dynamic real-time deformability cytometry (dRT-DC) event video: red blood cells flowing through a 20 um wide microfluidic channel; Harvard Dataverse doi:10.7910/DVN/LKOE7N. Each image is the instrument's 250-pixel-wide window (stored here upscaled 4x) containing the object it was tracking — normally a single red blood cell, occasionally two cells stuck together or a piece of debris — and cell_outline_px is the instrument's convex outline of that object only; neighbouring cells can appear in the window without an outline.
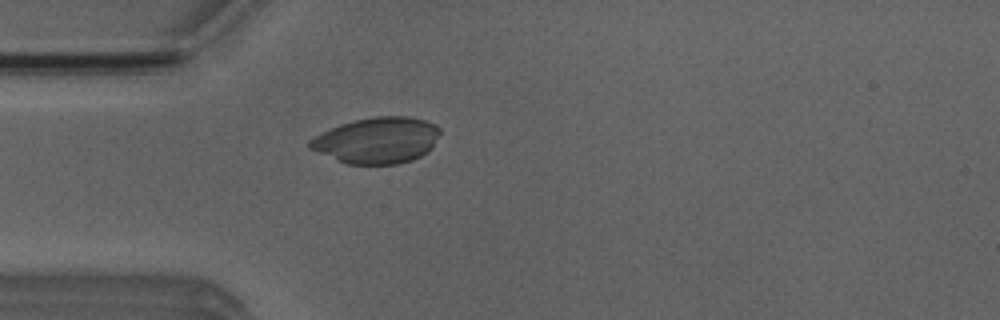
{"species": "Egyptian fruit bat (a non-hibernating species)", "species_latin": "Rousettus aegyptiacus", "temperature_condition": "room temperature", "stored_images_in_passage": 4, "camera_frame_rate_fps": 3000, "um_per_image_px": 0.085, "animal": {"sex": "male"}, "frame": {"image": 1, "passage_image": 4, "time_ms": 4.333, "image_size_px": [1000, 320], "cell_outline_px": [[440, 132], [432, 148], [428, 152], [412, 160], [396, 164], [348, 164], [308, 148], [308, 140], [340, 124], [356, 120], [376, 116], [408, 116], [424, 120], [436, 124], [440, 128]], "centroid_in_image_um": [32.08, 11.92], "position_along_channel_um": 52.9, "area_um2": 34.8}}